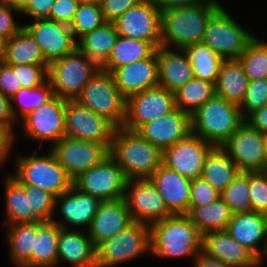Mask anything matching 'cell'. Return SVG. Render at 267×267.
<instances>
[{"instance_id": "cell-1", "label": "cell", "mask_w": 267, "mask_h": 267, "mask_svg": "<svg viewBox=\"0 0 267 267\" xmlns=\"http://www.w3.org/2000/svg\"><path fill=\"white\" fill-rule=\"evenodd\" d=\"M221 7L216 0L161 12V47L179 50L202 43L210 17Z\"/></svg>"}, {"instance_id": "cell-2", "label": "cell", "mask_w": 267, "mask_h": 267, "mask_svg": "<svg viewBox=\"0 0 267 267\" xmlns=\"http://www.w3.org/2000/svg\"><path fill=\"white\" fill-rule=\"evenodd\" d=\"M109 155L129 179L150 178L162 165L163 152L137 131L116 128Z\"/></svg>"}, {"instance_id": "cell-3", "label": "cell", "mask_w": 267, "mask_h": 267, "mask_svg": "<svg viewBox=\"0 0 267 267\" xmlns=\"http://www.w3.org/2000/svg\"><path fill=\"white\" fill-rule=\"evenodd\" d=\"M202 242L203 235L187 214H172L150 225V252L158 257L196 258Z\"/></svg>"}, {"instance_id": "cell-4", "label": "cell", "mask_w": 267, "mask_h": 267, "mask_svg": "<svg viewBox=\"0 0 267 267\" xmlns=\"http://www.w3.org/2000/svg\"><path fill=\"white\" fill-rule=\"evenodd\" d=\"M244 122L239 105L216 94L191 115L192 133L220 147Z\"/></svg>"}, {"instance_id": "cell-5", "label": "cell", "mask_w": 267, "mask_h": 267, "mask_svg": "<svg viewBox=\"0 0 267 267\" xmlns=\"http://www.w3.org/2000/svg\"><path fill=\"white\" fill-rule=\"evenodd\" d=\"M75 100L110 121L116 128L123 126L126 117V98L109 71L99 68Z\"/></svg>"}, {"instance_id": "cell-6", "label": "cell", "mask_w": 267, "mask_h": 267, "mask_svg": "<svg viewBox=\"0 0 267 267\" xmlns=\"http://www.w3.org/2000/svg\"><path fill=\"white\" fill-rule=\"evenodd\" d=\"M99 68L78 48L52 61L49 63L47 75L54 95L65 100H75Z\"/></svg>"}, {"instance_id": "cell-7", "label": "cell", "mask_w": 267, "mask_h": 267, "mask_svg": "<svg viewBox=\"0 0 267 267\" xmlns=\"http://www.w3.org/2000/svg\"><path fill=\"white\" fill-rule=\"evenodd\" d=\"M33 154L17 159L15 174H10L19 184H30L59 197L73 186V180L67 175L54 154L45 156Z\"/></svg>"}, {"instance_id": "cell-8", "label": "cell", "mask_w": 267, "mask_h": 267, "mask_svg": "<svg viewBox=\"0 0 267 267\" xmlns=\"http://www.w3.org/2000/svg\"><path fill=\"white\" fill-rule=\"evenodd\" d=\"M151 251L150 225L134 221L96 248V267H113Z\"/></svg>"}, {"instance_id": "cell-9", "label": "cell", "mask_w": 267, "mask_h": 267, "mask_svg": "<svg viewBox=\"0 0 267 267\" xmlns=\"http://www.w3.org/2000/svg\"><path fill=\"white\" fill-rule=\"evenodd\" d=\"M254 37L221 6L208 20L202 43L224 60H230L238 59Z\"/></svg>"}, {"instance_id": "cell-10", "label": "cell", "mask_w": 267, "mask_h": 267, "mask_svg": "<svg viewBox=\"0 0 267 267\" xmlns=\"http://www.w3.org/2000/svg\"><path fill=\"white\" fill-rule=\"evenodd\" d=\"M127 181L122 169L108 155L99 164L75 178L73 186L85 194L100 198L102 201H113L125 198Z\"/></svg>"}, {"instance_id": "cell-11", "label": "cell", "mask_w": 267, "mask_h": 267, "mask_svg": "<svg viewBox=\"0 0 267 267\" xmlns=\"http://www.w3.org/2000/svg\"><path fill=\"white\" fill-rule=\"evenodd\" d=\"M120 36L161 47V11L153 0H142L113 21Z\"/></svg>"}, {"instance_id": "cell-12", "label": "cell", "mask_w": 267, "mask_h": 267, "mask_svg": "<svg viewBox=\"0 0 267 267\" xmlns=\"http://www.w3.org/2000/svg\"><path fill=\"white\" fill-rule=\"evenodd\" d=\"M64 123L65 136L96 142L110 150L116 127L76 100H66Z\"/></svg>"}, {"instance_id": "cell-13", "label": "cell", "mask_w": 267, "mask_h": 267, "mask_svg": "<svg viewBox=\"0 0 267 267\" xmlns=\"http://www.w3.org/2000/svg\"><path fill=\"white\" fill-rule=\"evenodd\" d=\"M175 108V93L159 85L149 88L126 99V117L122 127L137 131L143 124L160 118Z\"/></svg>"}, {"instance_id": "cell-14", "label": "cell", "mask_w": 267, "mask_h": 267, "mask_svg": "<svg viewBox=\"0 0 267 267\" xmlns=\"http://www.w3.org/2000/svg\"><path fill=\"white\" fill-rule=\"evenodd\" d=\"M50 151L72 180L109 155L102 144L69 136L57 141Z\"/></svg>"}, {"instance_id": "cell-15", "label": "cell", "mask_w": 267, "mask_h": 267, "mask_svg": "<svg viewBox=\"0 0 267 267\" xmlns=\"http://www.w3.org/2000/svg\"><path fill=\"white\" fill-rule=\"evenodd\" d=\"M221 147L240 172L266 171L263 133L246 121Z\"/></svg>"}, {"instance_id": "cell-16", "label": "cell", "mask_w": 267, "mask_h": 267, "mask_svg": "<svg viewBox=\"0 0 267 267\" xmlns=\"http://www.w3.org/2000/svg\"><path fill=\"white\" fill-rule=\"evenodd\" d=\"M125 200L132 219L136 222L151 225L173 214L149 178L129 179Z\"/></svg>"}, {"instance_id": "cell-17", "label": "cell", "mask_w": 267, "mask_h": 267, "mask_svg": "<svg viewBox=\"0 0 267 267\" xmlns=\"http://www.w3.org/2000/svg\"><path fill=\"white\" fill-rule=\"evenodd\" d=\"M213 147L191 132L163 151L162 164L192 180L201 177L204 160Z\"/></svg>"}, {"instance_id": "cell-18", "label": "cell", "mask_w": 267, "mask_h": 267, "mask_svg": "<svg viewBox=\"0 0 267 267\" xmlns=\"http://www.w3.org/2000/svg\"><path fill=\"white\" fill-rule=\"evenodd\" d=\"M66 100L54 95L45 104L22 119L24 135L38 140H48L53 145L65 136Z\"/></svg>"}, {"instance_id": "cell-19", "label": "cell", "mask_w": 267, "mask_h": 267, "mask_svg": "<svg viewBox=\"0 0 267 267\" xmlns=\"http://www.w3.org/2000/svg\"><path fill=\"white\" fill-rule=\"evenodd\" d=\"M23 28L38 43L44 59L51 63L72 53L77 48V40L68 25L48 18L35 19L33 24L23 25Z\"/></svg>"}, {"instance_id": "cell-20", "label": "cell", "mask_w": 267, "mask_h": 267, "mask_svg": "<svg viewBox=\"0 0 267 267\" xmlns=\"http://www.w3.org/2000/svg\"><path fill=\"white\" fill-rule=\"evenodd\" d=\"M137 132L162 152L191 132V115L177 107L170 113L143 124Z\"/></svg>"}, {"instance_id": "cell-21", "label": "cell", "mask_w": 267, "mask_h": 267, "mask_svg": "<svg viewBox=\"0 0 267 267\" xmlns=\"http://www.w3.org/2000/svg\"><path fill=\"white\" fill-rule=\"evenodd\" d=\"M125 198L103 201L88 230V235L97 248L101 243L117 235L133 223Z\"/></svg>"}, {"instance_id": "cell-22", "label": "cell", "mask_w": 267, "mask_h": 267, "mask_svg": "<svg viewBox=\"0 0 267 267\" xmlns=\"http://www.w3.org/2000/svg\"><path fill=\"white\" fill-rule=\"evenodd\" d=\"M202 251L231 267H258L260 265L258 258L234 240L226 230L205 233Z\"/></svg>"}, {"instance_id": "cell-23", "label": "cell", "mask_w": 267, "mask_h": 267, "mask_svg": "<svg viewBox=\"0 0 267 267\" xmlns=\"http://www.w3.org/2000/svg\"><path fill=\"white\" fill-rule=\"evenodd\" d=\"M112 74L126 99L133 94L158 86L157 49L150 57L117 68Z\"/></svg>"}, {"instance_id": "cell-24", "label": "cell", "mask_w": 267, "mask_h": 267, "mask_svg": "<svg viewBox=\"0 0 267 267\" xmlns=\"http://www.w3.org/2000/svg\"><path fill=\"white\" fill-rule=\"evenodd\" d=\"M173 214H187L192 180L161 165L149 178Z\"/></svg>"}, {"instance_id": "cell-25", "label": "cell", "mask_w": 267, "mask_h": 267, "mask_svg": "<svg viewBox=\"0 0 267 267\" xmlns=\"http://www.w3.org/2000/svg\"><path fill=\"white\" fill-rule=\"evenodd\" d=\"M60 226L57 252V265L59 260H66L74 267H96V248L88 234L81 230L69 231L66 225L54 221Z\"/></svg>"}, {"instance_id": "cell-26", "label": "cell", "mask_w": 267, "mask_h": 267, "mask_svg": "<svg viewBox=\"0 0 267 267\" xmlns=\"http://www.w3.org/2000/svg\"><path fill=\"white\" fill-rule=\"evenodd\" d=\"M173 52L169 48H157L158 85L175 93L193 77V68L186 53Z\"/></svg>"}, {"instance_id": "cell-27", "label": "cell", "mask_w": 267, "mask_h": 267, "mask_svg": "<svg viewBox=\"0 0 267 267\" xmlns=\"http://www.w3.org/2000/svg\"><path fill=\"white\" fill-rule=\"evenodd\" d=\"M61 203L60 211L67 225H87L88 229L93 217L103 202L100 198L85 194L72 186L55 199V207Z\"/></svg>"}, {"instance_id": "cell-28", "label": "cell", "mask_w": 267, "mask_h": 267, "mask_svg": "<svg viewBox=\"0 0 267 267\" xmlns=\"http://www.w3.org/2000/svg\"><path fill=\"white\" fill-rule=\"evenodd\" d=\"M267 215L255 211L233 214L226 231L257 258L262 254L257 244L265 241Z\"/></svg>"}, {"instance_id": "cell-29", "label": "cell", "mask_w": 267, "mask_h": 267, "mask_svg": "<svg viewBox=\"0 0 267 267\" xmlns=\"http://www.w3.org/2000/svg\"><path fill=\"white\" fill-rule=\"evenodd\" d=\"M60 226L51 221L37 222V237L31 258L22 267L57 266V252Z\"/></svg>"}, {"instance_id": "cell-30", "label": "cell", "mask_w": 267, "mask_h": 267, "mask_svg": "<svg viewBox=\"0 0 267 267\" xmlns=\"http://www.w3.org/2000/svg\"><path fill=\"white\" fill-rule=\"evenodd\" d=\"M248 82L239 59L224 60L215 83L216 95L240 105L245 97Z\"/></svg>"}, {"instance_id": "cell-31", "label": "cell", "mask_w": 267, "mask_h": 267, "mask_svg": "<svg viewBox=\"0 0 267 267\" xmlns=\"http://www.w3.org/2000/svg\"><path fill=\"white\" fill-rule=\"evenodd\" d=\"M118 37L113 22L106 21L97 29L82 36L77 42V48L101 67L108 60Z\"/></svg>"}, {"instance_id": "cell-32", "label": "cell", "mask_w": 267, "mask_h": 267, "mask_svg": "<svg viewBox=\"0 0 267 267\" xmlns=\"http://www.w3.org/2000/svg\"><path fill=\"white\" fill-rule=\"evenodd\" d=\"M239 169L220 146H214L206 155L201 177L222 193L239 173Z\"/></svg>"}, {"instance_id": "cell-33", "label": "cell", "mask_w": 267, "mask_h": 267, "mask_svg": "<svg viewBox=\"0 0 267 267\" xmlns=\"http://www.w3.org/2000/svg\"><path fill=\"white\" fill-rule=\"evenodd\" d=\"M155 51L149 42L119 35L108 60L100 68L113 73L117 68L150 57Z\"/></svg>"}, {"instance_id": "cell-34", "label": "cell", "mask_w": 267, "mask_h": 267, "mask_svg": "<svg viewBox=\"0 0 267 267\" xmlns=\"http://www.w3.org/2000/svg\"><path fill=\"white\" fill-rule=\"evenodd\" d=\"M187 215L200 233L204 235L211 231L226 230L233 213L220 197L210 205L189 207Z\"/></svg>"}, {"instance_id": "cell-35", "label": "cell", "mask_w": 267, "mask_h": 267, "mask_svg": "<svg viewBox=\"0 0 267 267\" xmlns=\"http://www.w3.org/2000/svg\"><path fill=\"white\" fill-rule=\"evenodd\" d=\"M5 64L49 65L38 43L22 28L6 41Z\"/></svg>"}, {"instance_id": "cell-36", "label": "cell", "mask_w": 267, "mask_h": 267, "mask_svg": "<svg viewBox=\"0 0 267 267\" xmlns=\"http://www.w3.org/2000/svg\"><path fill=\"white\" fill-rule=\"evenodd\" d=\"M6 220L8 224L35 223L40 221L29 210L28 194L24 188L9 174L5 176Z\"/></svg>"}, {"instance_id": "cell-37", "label": "cell", "mask_w": 267, "mask_h": 267, "mask_svg": "<svg viewBox=\"0 0 267 267\" xmlns=\"http://www.w3.org/2000/svg\"><path fill=\"white\" fill-rule=\"evenodd\" d=\"M183 51L191 62L194 77L216 83L220 67L224 61L222 57L204 43L188 45Z\"/></svg>"}, {"instance_id": "cell-38", "label": "cell", "mask_w": 267, "mask_h": 267, "mask_svg": "<svg viewBox=\"0 0 267 267\" xmlns=\"http://www.w3.org/2000/svg\"><path fill=\"white\" fill-rule=\"evenodd\" d=\"M215 94V83L193 77L175 92V106L192 115Z\"/></svg>"}, {"instance_id": "cell-39", "label": "cell", "mask_w": 267, "mask_h": 267, "mask_svg": "<svg viewBox=\"0 0 267 267\" xmlns=\"http://www.w3.org/2000/svg\"><path fill=\"white\" fill-rule=\"evenodd\" d=\"M7 235L10 256L17 267H22L30 258L37 237V222L12 224Z\"/></svg>"}, {"instance_id": "cell-40", "label": "cell", "mask_w": 267, "mask_h": 267, "mask_svg": "<svg viewBox=\"0 0 267 267\" xmlns=\"http://www.w3.org/2000/svg\"><path fill=\"white\" fill-rule=\"evenodd\" d=\"M249 81L267 78V43L254 37L238 58Z\"/></svg>"}, {"instance_id": "cell-41", "label": "cell", "mask_w": 267, "mask_h": 267, "mask_svg": "<svg viewBox=\"0 0 267 267\" xmlns=\"http://www.w3.org/2000/svg\"><path fill=\"white\" fill-rule=\"evenodd\" d=\"M53 96V88L48 79L43 84L35 88L22 87L14 96L10 98L11 111L14 119L16 120L19 116L13 105L14 102L19 103V112L23 118L31 111H34L39 106L45 104Z\"/></svg>"}, {"instance_id": "cell-42", "label": "cell", "mask_w": 267, "mask_h": 267, "mask_svg": "<svg viewBox=\"0 0 267 267\" xmlns=\"http://www.w3.org/2000/svg\"><path fill=\"white\" fill-rule=\"evenodd\" d=\"M250 172H239L233 181L220 193L233 214L252 211L249 197Z\"/></svg>"}, {"instance_id": "cell-43", "label": "cell", "mask_w": 267, "mask_h": 267, "mask_svg": "<svg viewBox=\"0 0 267 267\" xmlns=\"http://www.w3.org/2000/svg\"><path fill=\"white\" fill-rule=\"evenodd\" d=\"M106 22L100 4H79L70 24L73 36L80 39Z\"/></svg>"}, {"instance_id": "cell-44", "label": "cell", "mask_w": 267, "mask_h": 267, "mask_svg": "<svg viewBox=\"0 0 267 267\" xmlns=\"http://www.w3.org/2000/svg\"><path fill=\"white\" fill-rule=\"evenodd\" d=\"M20 185L24 188L25 194H28L29 210H32L40 221H51L53 212L56 211V197L34 185Z\"/></svg>"}, {"instance_id": "cell-45", "label": "cell", "mask_w": 267, "mask_h": 267, "mask_svg": "<svg viewBox=\"0 0 267 267\" xmlns=\"http://www.w3.org/2000/svg\"><path fill=\"white\" fill-rule=\"evenodd\" d=\"M265 105H267V78L249 81L245 97L239 105L241 115L246 119L255 110Z\"/></svg>"}, {"instance_id": "cell-46", "label": "cell", "mask_w": 267, "mask_h": 267, "mask_svg": "<svg viewBox=\"0 0 267 267\" xmlns=\"http://www.w3.org/2000/svg\"><path fill=\"white\" fill-rule=\"evenodd\" d=\"M249 197L252 211L267 215V170L250 172Z\"/></svg>"}, {"instance_id": "cell-47", "label": "cell", "mask_w": 267, "mask_h": 267, "mask_svg": "<svg viewBox=\"0 0 267 267\" xmlns=\"http://www.w3.org/2000/svg\"><path fill=\"white\" fill-rule=\"evenodd\" d=\"M13 70H17L18 86L23 88H35L43 84L47 79L49 65L33 64H7Z\"/></svg>"}, {"instance_id": "cell-48", "label": "cell", "mask_w": 267, "mask_h": 267, "mask_svg": "<svg viewBox=\"0 0 267 267\" xmlns=\"http://www.w3.org/2000/svg\"><path fill=\"white\" fill-rule=\"evenodd\" d=\"M220 198V192L214 189L204 178L192 179L189 207L210 205Z\"/></svg>"}, {"instance_id": "cell-49", "label": "cell", "mask_w": 267, "mask_h": 267, "mask_svg": "<svg viewBox=\"0 0 267 267\" xmlns=\"http://www.w3.org/2000/svg\"><path fill=\"white\" fill-rule=\"evenodd\" d=\"M78 5V0H55L48 19L70 26Z\"/></svg>"}, {"instance_id": "cell-50", "label": "cell", "mask_w": 267, "mask_h": 267, "mask_svg": "<svg viewBox=\"0 0 267 267\" xmlns=\"http://www.w3.org/2000/svg\"><path fill=\"white\" fill-rule=\"evenodd\" d=\"M13 11L20 13L18 10L0 1V36L6 40H10L23 28V25H16L12 16Z\"/></svg>"}, {"instance_id": "cell-51", "label": "cell", "mask_w": 267, "mask_h": 267, "mask_svg": "<svg viewBox=\"0 0 267 267\" xmlns=\"http://www.w3.org/2000/svg\"><path fill=\"white\" fill-rule=\"evenodd\" d=\"M142 0H102L101 8L106 21L113 22Z\"/></svg>"}, {"instance_id": "cell-52", "label": "cell", "mask_w": 267, "mask_h": 267, "mask_svg": "<svg viewBox=\"0 0 267 267\" xmlns=\"http://www.w3.org/2000/svg\"><path fill=\"white\" fill-rule=\"evenodd\" d=\"M22 86H18L17 70L4 62L0 63V90L9 98L14 96Z\"/></svg>"}, {"instance_id": "cell-53", "label": "cell", "mask_w": 267, "mask_h": 267, "mask_svg": "<svg viewBox=\"0 0 267 267\" xmlns=\"http://www.w3.org/2000/svg\"><path fill=\"white\" fill-rule=\"evenodd\" d=\"M54 2L55 0H29L20 13L35 19H46L50 17Z\"/></svg>"}, {"instance_id": "cell-54", "label": "cell", "mask_w": 267, "mask_h": 267, "mask_svg": "<svg viewBox=\"0 0 267 267\" xmlns=\"http://www.w3.org/2000/svg\"><path fill=\"white\" fill-rule=\"evenodd\" d=\"M15 121L11 111L10 98L0 90V125L5 127L14 136L12 125H14L13 122Z\"/></svg>"}, {"instance_id": "cell-55", "label": "cell", "mask_w": 267, "mask_h": 267, "mask_svg": "<svg viewBox=\"0 0 267 267\" xmlns=\"http://www.w3.org/2000/svg\"><path fill=\"white\" fill-rule=\"evenodd\" d=\"M245 121L254 129L261 133L267 132V105L255 110Z\"/></svg>"}, {"instance_id": "cell-56", "label": "cell", "mask_w": 267, "mask_h": 267, "mask_svg": "<svg viewBox=\"0 0 267 267\" xmlns=\"http://www.w3.org/2000/svg\"><path fill=\"white\" fill-rule=\"evenodd\" d=\"M158 9L163 12L171 8H180L210 2V0H153Z\"/></svg>"}, {"instance_id": "cell-57", "label": "cell", "mask_w": 267, "mask_h": 267, "mask_svg": "<svg viewBox=\"0 0 267 267\" xmlns=\"http://www.w3.org/2000/svg\"><path fill=\"white\" fill-rule=\"evenodd\" d=\"M13 141L14 136L5 127L0 125V164L8 156Z\"/></svg>"}, {"instance_id": "cell-58", "label": "cell", "mask_w": 267, "mask_h": 267, "mask_svg": "<svg viewBox=\"0 0 267 267\" xmlns=\"http://www.w3.org/2000/svg\"><path fill=\"white\" fill-rule=\"evenodd\" d=\"M194 267H231L201 251L195 258Z\"/></svg>"}, {"instance_id": "cell-59", "label": "cell", "mask_w": 267, "mask_h": 267, "mask_svg": "<svg viewBox=\"0 0 267 267\" xmlns=\"http://www.w3.org/2000/svg\"><path fill=\"white\" fill-rule=\"evenodd\" d=\"M0 1L21 12L26 7L29 0H0Z\"/></svg>"}, {"instance_id": "cell-60", "label": "cell", "mask_w": 267, "mask_h": 267, "mask_svg": "<svg viewBox=\"0 0 267 267\" xmlns=\"http://www.w3.org/2000/svg\"><path fill=\"white\" fill-rule=\"evenodd\" d=\"M6 39L0 36V63L3 62L5 57Z\"/></svg>"}, {"instance_id": "cell-61", "label": "cell", "mask_w": 267, "mask_h": 267, "mask_svg": "<svg viewBox=\"0 0 267 267\" xmlns=\"http://www.w3.org/2000/svg\"><path fill=\"white\" fill-rule=\"evenodd\" d=\"M264 248L262 247V254L261 256L258 258L259 264H261L263 258H265L263 255L267 256V221H266V229H265V241H264Z\"/></svg>"}, {"instance_id": "cell-62", "label": "cell", "mask_w": 267, "mask_h": 267, "mask_svg": "<svg viewBox=\"0 0 267 267\" xmlns=\"http://www.w3.org/2000/svg\"><path fill=\"white\" fill-rule=\"evenodd\" d=\"M102 0H78L79 4H101Z\"/></svg>"}, {"instance_id": "cell-63", "label": "cell", "mask_w": 267, "mask_h": 267, "mask_svg": "<svg viewBox=\"0 0 267 267\" xmlns=\"http://www.w3.org/2000/svg\"><path fill=\"white\" fill-rule=\"evenodd\" d=\"M263 139H264V152H265L266 170H267V132L263 133Z\"/></svg>"}]
</instances>
